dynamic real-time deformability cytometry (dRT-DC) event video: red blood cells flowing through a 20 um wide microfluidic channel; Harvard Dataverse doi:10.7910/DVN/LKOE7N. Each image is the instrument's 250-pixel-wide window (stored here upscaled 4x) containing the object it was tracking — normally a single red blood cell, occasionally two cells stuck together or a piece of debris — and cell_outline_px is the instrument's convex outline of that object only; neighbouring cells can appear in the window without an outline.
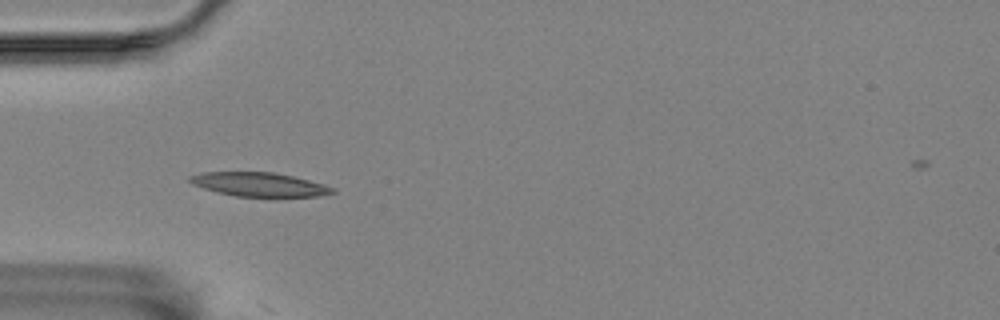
{"species": "Egyptian fruit bat (a non-hibernating species)", "species_latin": "Rousettus aegyptiacus", "temperature_condition": "room temperature", "stored_images_in_passage": 6, "camera_frame_rate_fps": 3000, "um_per_image_px": 0.085, "animal": {"sex": "female"}, "frame": {"image": 1, "passage_image": 5, "time_ms": 4.667, "image_size_px": [1000, 320], "cell_outline_px": [[336, 192], [316, 196], [236, 196], [216, 192], [192, 184], [188, 180], [188, 176], [200, 172], [272, 172], [292, 176], [324, 184], [336, 188]], "centroid_in_image_um": [22.0, 15.67], "position_along_channel_um": 63.0, "area_um2": 19.77}}
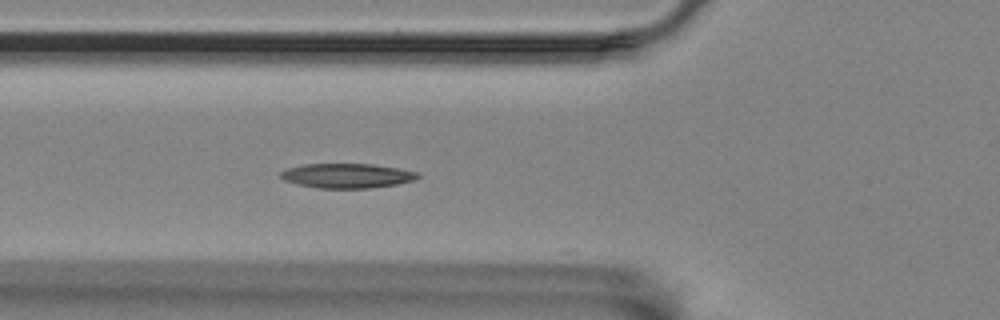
{"frame": {"image": 2, "passage_image": 6, "time_ms": 5.667, "image_size_px": [1000, 320], "cell_outline_px": [[420, 176], [412, 180], [396, 184], [368, 188], [316, 188], [284, 180], [280, 176], [280, 172], [288, 168], [304, 164], [372, 164], [396, 168], [416, 172]], "centroid_in_image_um": [29.46, 14.93], "position_along_channel_um": 96.3, "area_um2": 19.31}}